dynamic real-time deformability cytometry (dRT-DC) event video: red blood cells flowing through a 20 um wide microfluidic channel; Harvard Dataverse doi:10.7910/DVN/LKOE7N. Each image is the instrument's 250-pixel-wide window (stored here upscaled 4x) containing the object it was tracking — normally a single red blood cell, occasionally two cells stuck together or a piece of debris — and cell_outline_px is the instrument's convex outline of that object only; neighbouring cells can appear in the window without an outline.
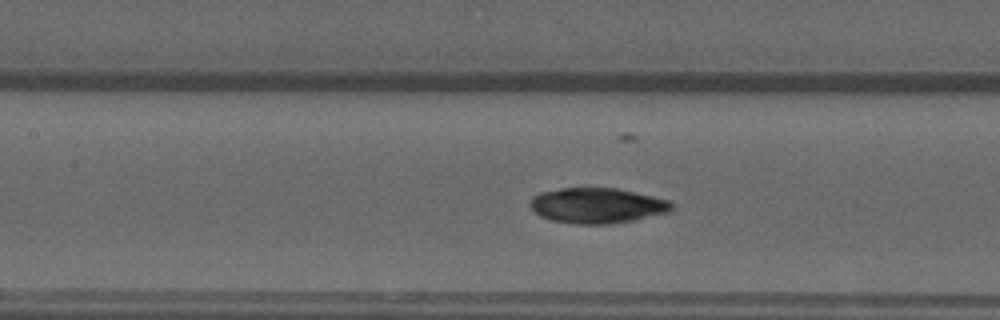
{"species": "common noctule bat (a hibernating species)", "species_latin": "Nyctalus noctula", "temperature_condition": "warm", "stored_images_in_passage": 23, "camera_frame_rate_fps": 3000, "um_per_image_px": 0.085, "animal": {"sex": "male", "forearm_length_mm": 52.5}, "frame": {"image": 1, "passage_image": 14, "time_ms": 4.333, "image_size_px": [1000, 320], "cell_outline_px": [[672, 212], [632, 220], [608, 224], [576, 224], [552, 220], [540, 216], [528, 204], [532, 196], [540, 192], [560, 188], [616, 188], [652, 196], [668, 200], [672, 204]], "centroid_in_image_um": [50.74, 17.47], "position_along_channel_um": 156.7, "area_um2": 29.13}}